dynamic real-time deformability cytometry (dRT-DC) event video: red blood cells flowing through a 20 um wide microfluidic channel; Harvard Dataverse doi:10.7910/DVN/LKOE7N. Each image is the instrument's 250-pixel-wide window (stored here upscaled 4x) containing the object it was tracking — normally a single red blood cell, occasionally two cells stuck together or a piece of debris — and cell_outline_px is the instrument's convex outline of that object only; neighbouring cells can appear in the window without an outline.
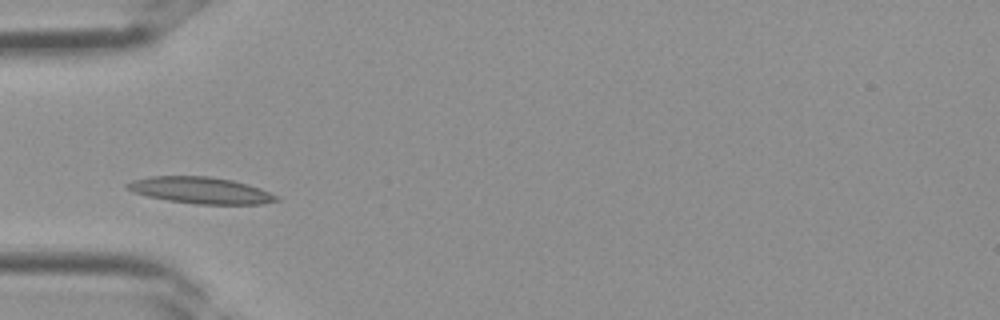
{"species": "Egyptian fruit bat (a non-hibernating species)", "species_latin": "Rousettus aegyptiacus", "temperature_condition": "room temperature", "stored_images_in_passage": 2, "camera_frame_rate_fps": 3000, "um_per_image_px": 0.085, "frame": {"image": 1, "passage_image": 2, "time_ms": 0.333, "image_size_px": [1000, 320], "cell_outline_px": [[280, 200], [264, 204], [196, 204], [168, 200], [148, 196], [132, 192], [124, 188], [124, 184], [132, 180], [148, 176], [208, 176], [232, 180], [248, 184], [260, 188], [280, 196]], "centroid_in_image_um": [17.05, 16.17], "position_along_channel_um": 68.0, "area_um2": 23.29}}